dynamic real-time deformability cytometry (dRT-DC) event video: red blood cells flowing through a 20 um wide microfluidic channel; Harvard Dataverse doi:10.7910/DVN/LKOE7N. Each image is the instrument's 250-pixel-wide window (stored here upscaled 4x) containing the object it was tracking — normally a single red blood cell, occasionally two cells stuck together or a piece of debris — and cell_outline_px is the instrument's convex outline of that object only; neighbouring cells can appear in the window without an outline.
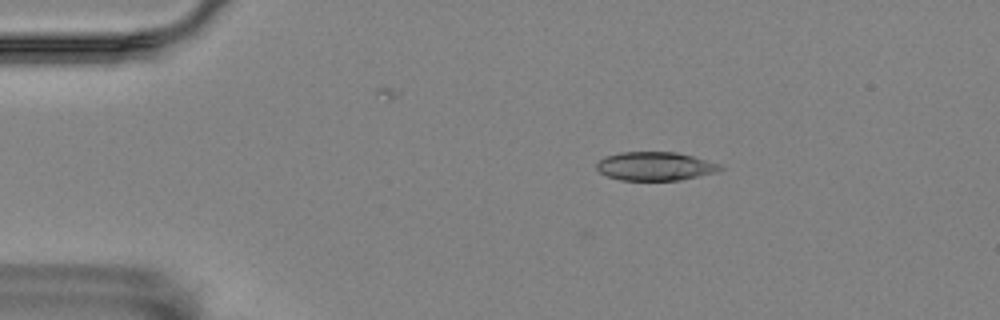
{"species": "Egyptian fruit bat (a non-hibernating species)", "species_latin": "Rousettus aegyptiacus", "temperature_condition": "room temperature", "stored_images_in_passage": 5, "camera_frame_rate_fps": 3000, "um_per_image_px": 0.085, "animal": {"sex": "female"}, "frame": {"image": 1, "passage_image": 3, "time_ms": 0.667, "image_size_px": [1000, 320], "cell_outline_px": [[724, 168], [716, 172], [680, 180], [620, 180], [608, 176], [600, 172], [596, 168], [596, 164], [604, 156], [620, 152], [676, 152], [692, 156], [720, 164]], "centroid_in_image_um": [55.67, 14.12], "position_along_channel_um": 29.3, "area_um2": 20.52}}